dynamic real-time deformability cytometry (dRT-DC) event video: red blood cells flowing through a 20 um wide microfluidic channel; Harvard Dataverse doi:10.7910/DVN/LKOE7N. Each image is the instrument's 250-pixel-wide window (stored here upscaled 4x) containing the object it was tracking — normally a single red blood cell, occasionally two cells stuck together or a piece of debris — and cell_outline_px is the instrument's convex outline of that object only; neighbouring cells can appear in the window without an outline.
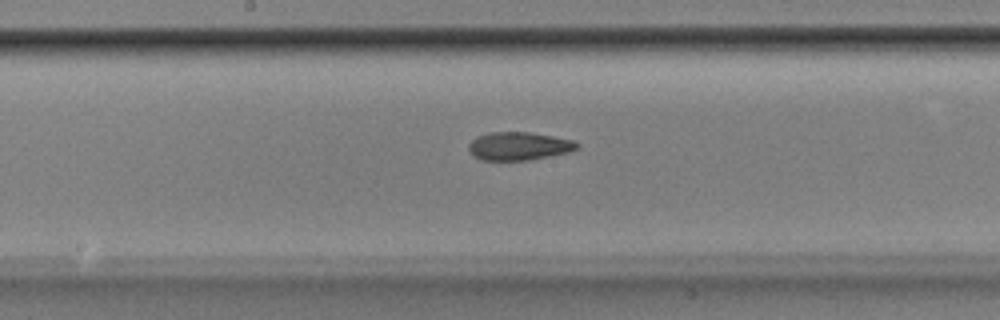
{"species": "Egyptian fruit bat (a non-hibernating species)", "species_latin": "Rousettus aegyptiacus", "temperature_condition": "room temperature", "stored_images_in_passage": 47, "camera_frame_rate_fps": 3000, "um_per_image_px": 0.085, "animal": {"sex": "male"}, "frame": {"image": 1, "passage_image": 22, "time_ms": 7.0, "image_size_px": [1000, 320], "cell_outline_px": [[580, 144], [576, 148], [568, 152], [528, 160], [480, 160], [468, 148], [468, 144], [476, 136], [488, 132], [528, 132], [552, 136], [572, 140]], "centroid_in_image_um": [44.07, 12.41], "position_along_channel_um": 204.1, "area_um2": 17.57}}
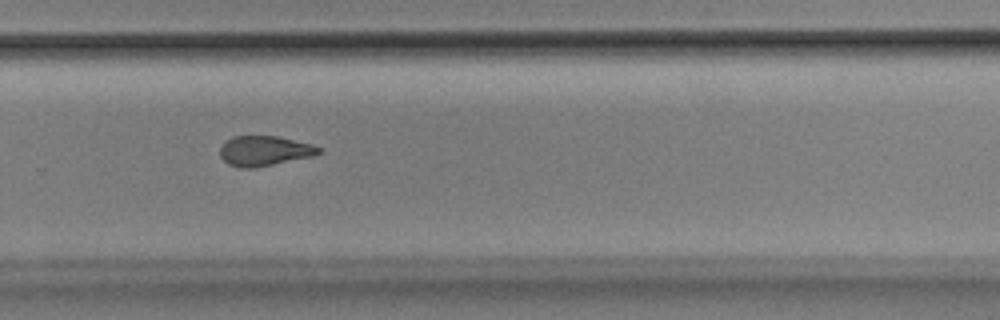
{"frame": {"image": 2, "passage_image": 30, "time_ms": 9.667, "image_size_px": [1000, 320], "cell_outline_px": [[320, 152], [312, 156], [252, 168], [240, 168], [228, 164], [220, 156], [220, 148], [232, 136], [276, 136], [312, 144], [320, 148]], "centroid_in_image_um": [22.45, 12.82], "position_along_channel_um": 307.4, "area_um2": 16.94}}
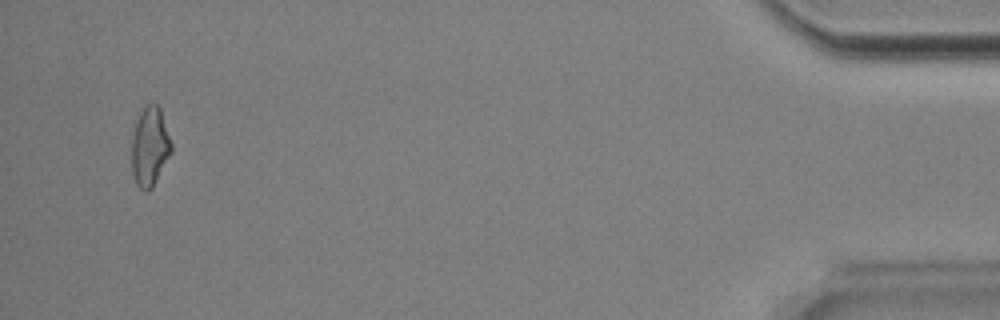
{"frame": {"image": 3, "passage_image": 45, "time_ms": 14.667, "image_size_px": [1000, 320], "cell_outline_px": [[172, 152], [152, 188], [148, 192], [144, 192], [136, 184], [132, 176], [132, 136], [136, 120], [140, 108], [144, 104], [156, 104], [160, 108], [172, 144]], "centroid_in_image_um": [12.72, 12.46], "position_along_channel_um": 422.5, "area_um2": 18.61}, "authors_computed_cell_mechanics": {"area_um2": 17.8602, "velocity_mm_per_s": 3.8991, "shape_relaxation_time_tau1_ms": 10.5547, "shape_relaxation_time_tau2_ms": 3.1676, "deformation_change_tau1": 0.2627, "deformation_change_tau2": 0.1132}}